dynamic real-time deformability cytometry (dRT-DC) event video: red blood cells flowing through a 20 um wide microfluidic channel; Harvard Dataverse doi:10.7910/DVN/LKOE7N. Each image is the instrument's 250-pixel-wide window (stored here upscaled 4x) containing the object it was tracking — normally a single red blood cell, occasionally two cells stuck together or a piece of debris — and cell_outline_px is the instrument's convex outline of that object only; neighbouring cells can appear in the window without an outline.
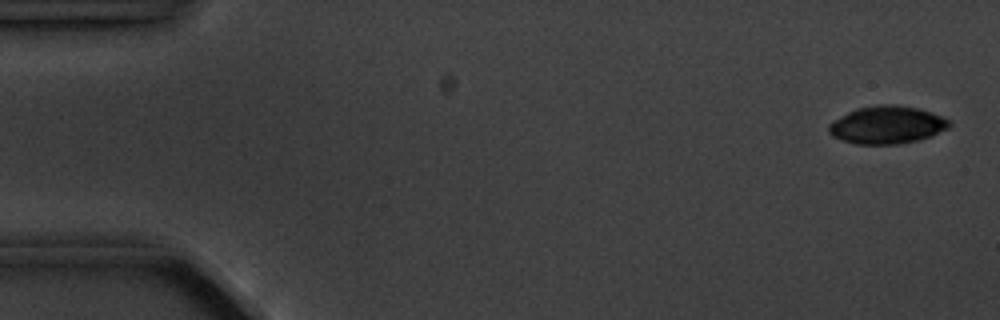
{"species": "common noctule bat (a hibernating species)", "species_latin": "Nyctalus noctula", "temperature_condition": "cold", "stored_images_in_passage": 5, "camera_frame_rate_fps": 3000, "um_per_image_px": 0.085, "animal": {"sex": "male", "body_mass_g": 20.1, "forearm_length_mm": 53.5}, "frame": {"image": 1, "passage_image": 1, "time_ms": 0.0, "image_size_px": [1000, 320], "cell_outline_px": [[952, 124], [948, 128], [932, 136], [916, 140], [896, 144], [856, 144], [832, 136], [828, 132], [828, 124], [848, 112], [856, 108], [876, 104], [896, 104], [916, 108], [932, 112], [948, 120]], "centroid_in_image_um": [75.39, 10.61], "position_along_channel_um": 9.6, "area_um2": 26.41}}